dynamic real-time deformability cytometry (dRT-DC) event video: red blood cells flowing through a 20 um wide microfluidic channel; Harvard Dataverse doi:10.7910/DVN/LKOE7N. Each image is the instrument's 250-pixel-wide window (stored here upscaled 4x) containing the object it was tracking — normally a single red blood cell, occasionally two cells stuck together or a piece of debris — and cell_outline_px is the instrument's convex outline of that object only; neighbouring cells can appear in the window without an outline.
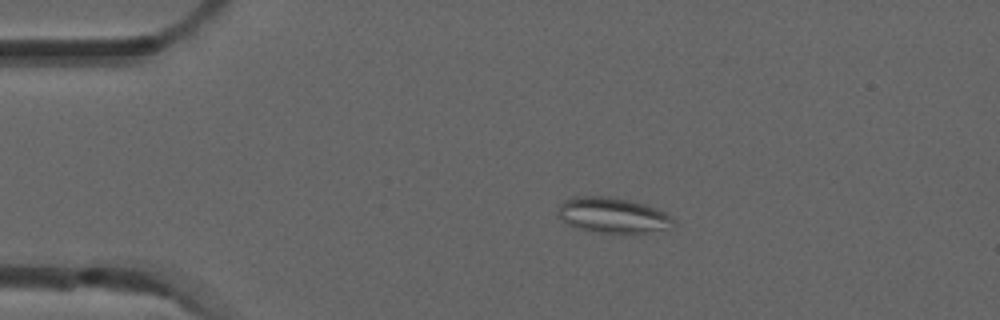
{"species": "common noctule bat (a hibernating species)", "species_latin": "Nyctalus noctula", "temperature_condition": "room temperature", "stored_images_in_passage": 3, "camera_frame_rate_fps": 3000, "um_per_image_px": 0.085, "animal": {"sex": "male", "forearm_length_mm": 52.5}, "frame": {"image": 1, "passage_image": 1, "time_ms": 0.0, "image_size_px": [1000, 320], "cell_outline_px": [[676, 220], [664, 228], [644, 232], [600, 232], [580, 228], [568, 224], [560, 216], [560, 204], [564, 200], [576, 196], [608, 196], [628, 200], [644, 204], [656, 208], [664, 212]], "centroid_in_image_um": [52.06, 18.26], "position_along_channel_um": 32.9, "area_um2": 22.95}}
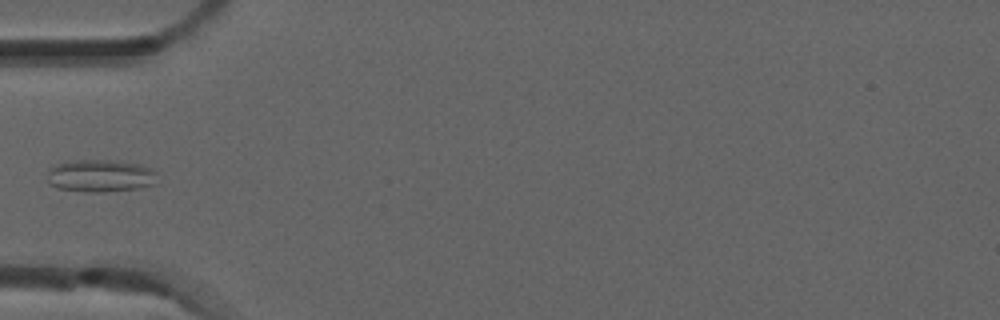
{"frame": {"image": 2, "passage_image": 3, "time_ms": 0.667, "image_size_px": [1000, 320], "cell_outline_px": [[156, 184], [136, 188], [104, 192], [84, 192], [56, 188], [48, 184], [48, 168], [52, 164], [76, 160], [112, 160], [140, 164], [152, 168], [156, 172]], "centroid_in_image_um": [8.49, 14.94], "position_along_channel_um": 76.5, "area_um2": 21.15}}